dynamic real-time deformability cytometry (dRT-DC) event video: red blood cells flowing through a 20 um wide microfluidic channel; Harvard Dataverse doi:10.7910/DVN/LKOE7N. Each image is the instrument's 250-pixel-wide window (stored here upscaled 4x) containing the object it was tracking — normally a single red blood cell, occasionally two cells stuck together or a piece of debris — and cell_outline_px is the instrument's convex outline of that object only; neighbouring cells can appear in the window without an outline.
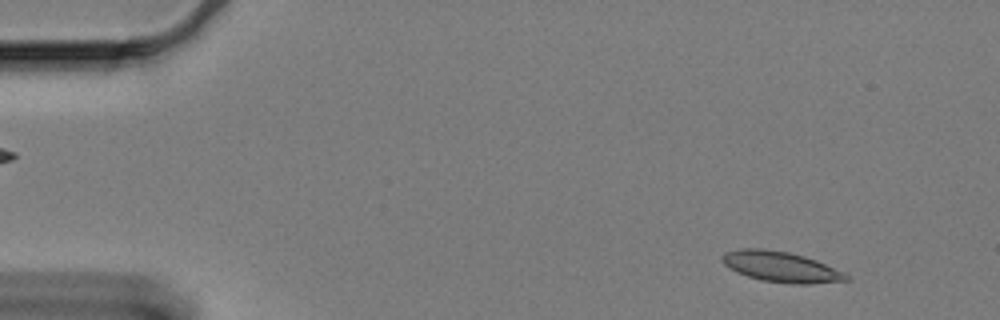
{"species": "Egyptian fruit bat (a non-hibernating species)", "species_latin": "Rousettus aegyptiacus", "temperature_condition": "cold", "stored_images_in_passage": 61, "camera_frame_rate_fps": 3000, "um_per_image_px": 0.085, "animal": {"sex": "female"}, "frame": {"image": 1, "passage_image": 6, "time_ms": 1.667, "image_size_px": [1000, 320], "cell_outline_px": [[852, 280], [808, 284], [788, 284], [760, 280], [736, 272], [728, 268], [720, 260], [720, 256], [724, 252], [740, 248], [764, 248], [788, 252], [804, 256], [816, 260], [844, 272]], "centroid_in_image_um": [66.34, 22.68], "position_along_channel_um": 18.7, "area_um2": 22.37}}
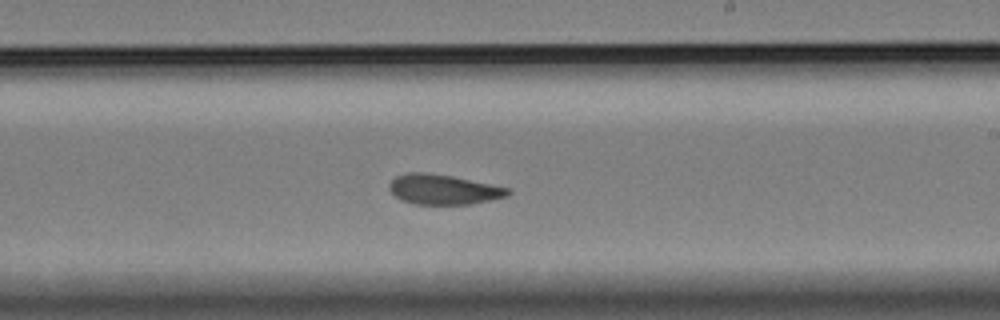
{"frame": {"image": 2, "passage_image": 36, "time_ms": 11.667, "image_size_px": [1000, 320], "cell_outline_px": [[512, 192], [508, 196], [472, 204], [416, 204], [400, 200], [388, 188], [388, 184], [396, 176], [408, 172], [428, 172], [452, 176], [508, 188]], "centroid_in_image_um": [37.66, 16.1], "position_along_channel_um": 251.3, "area_um2": 20.69}}
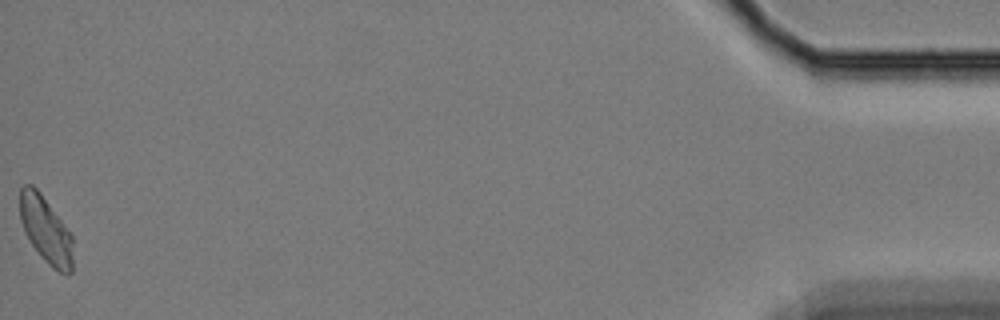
{"frame": {"image": 3, "passage_image": 61, "time_ms": 20.0, "image_size_px": [1000, 320], "cell_outline_px": [[72, 272], [68, 276], [52, 268], [44, 260], [32, 244], [24, 232], [20, 220], [20, 188], [24, 184], [32, 184], [40, 192], [72, 236]], "centroid_in_image_um": [3.88, 19.55], "position_along_channel_um": 431.3, "area_um2": 20.4}, "authors_computed_cell_mechanics": {"area_um2": 21.2126, "velocity_mm_per_s": 3.2779, "shape_relaxation_time_tau1_ms": 7.4426, "shape_relaxation_time_tau2_ms": 2.7713, "deformation_change_tau1": 0.1756, "deformation_change_tau2": 0.0896}}